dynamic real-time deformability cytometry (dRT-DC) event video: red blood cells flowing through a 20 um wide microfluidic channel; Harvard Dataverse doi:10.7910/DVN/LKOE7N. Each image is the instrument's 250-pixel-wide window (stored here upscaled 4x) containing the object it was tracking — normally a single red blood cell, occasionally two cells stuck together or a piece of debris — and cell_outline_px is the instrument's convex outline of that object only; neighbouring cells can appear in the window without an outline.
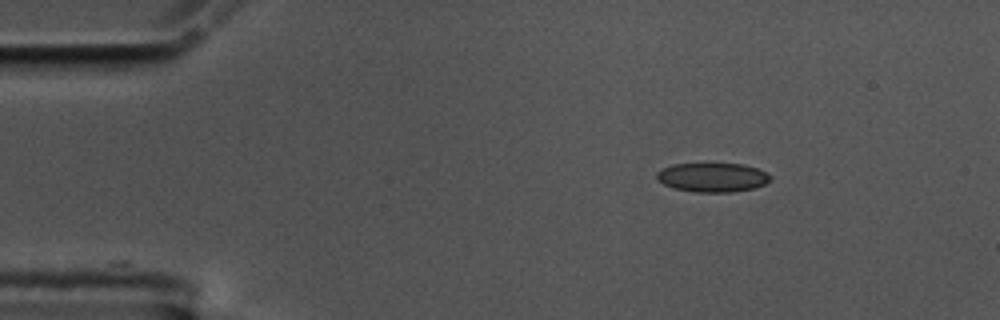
{"species": "common noctule bat (a hibernating species)", "species_latin": "Nyctalus noctula", "temperature_condition": "cold", "stored_images_in_passage": 2, "camera_frame_rate_fps": 3000, "um_per_image_px": 0.085, "animal": {"sex": "male", "body_mass_g": 17.5, "forearm_length_mm": 52.3}, "frame": {"image": 1, "passage_image": 1, "time_ms": 0.0, "image_size_px": [1000, 320], "cell_outline_px": [[772, 180], [756, 188], [732, 192], [696, 192], [676, 188], [664, 184], [656, 180], [656, 172], [672, 164], [744, 164], [756, 168], [772, 176]], "centroid_in_image_um": [60.58, 15.08], "position_along_channel_um": 24.4, "area_um2": 19.25}}